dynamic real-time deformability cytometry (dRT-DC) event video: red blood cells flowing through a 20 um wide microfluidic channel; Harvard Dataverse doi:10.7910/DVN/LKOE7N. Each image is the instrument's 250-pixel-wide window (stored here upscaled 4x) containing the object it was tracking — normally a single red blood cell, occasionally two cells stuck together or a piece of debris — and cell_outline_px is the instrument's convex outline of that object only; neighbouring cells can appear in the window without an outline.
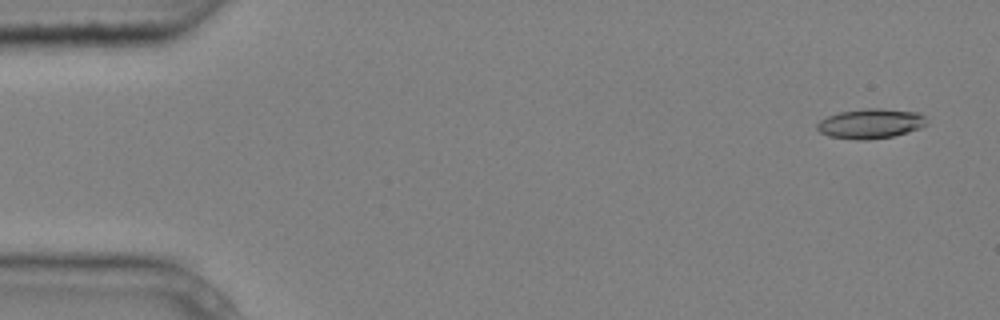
{"species": "common noctule bat (a hibernating species)", "species_latin": "Nyctalus noctula", "temperature_condition": "cold", "stored_images_in_passage": 4, "camera_frame_rate_fps": 3000, "um_per_image_px": 0.085, "animal": {"sex": "male", "body_mass_g": 20.4}, "frame": {"image": 1, "passage_image": 1, "time_ms": 0.0, "image_size_px": [1000, 320], "cell_outline_px": [[928, 124], [920, 128], [892, 136], [868, 140], [856, 140], [828, 136], [820, 132], [816, 128], [816, 124], [820, 120], [828, 116], [840, 112], [864, 108], [880, 108], [916, 112], [924, 116], [928, 120]], "centroid_in_image_um": [73.99, 10.51], "position_along_channel_um": 11.0, "area_um2": 19.07}}